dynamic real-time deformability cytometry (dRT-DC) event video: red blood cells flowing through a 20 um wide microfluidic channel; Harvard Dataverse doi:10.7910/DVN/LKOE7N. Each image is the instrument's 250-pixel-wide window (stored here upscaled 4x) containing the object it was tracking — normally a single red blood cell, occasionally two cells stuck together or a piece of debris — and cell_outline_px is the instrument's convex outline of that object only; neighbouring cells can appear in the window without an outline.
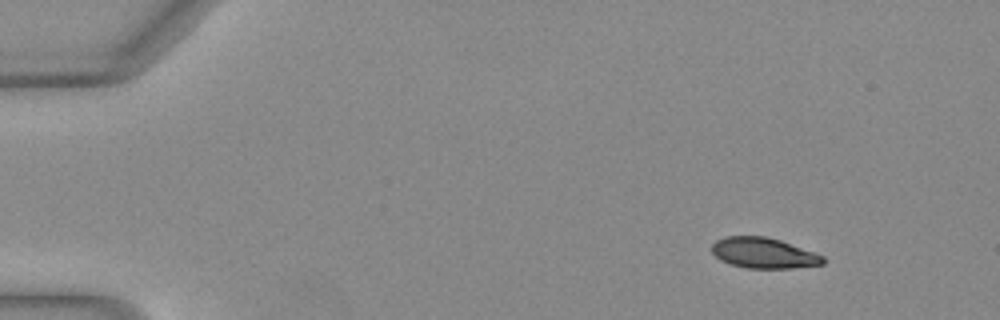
{"species": "Egyptian fruit bat (a non-hibernating species)", "species_latin": "Rousettus aegyptiacus", "temperature_condition": "warm", "stored_images_in_passage": 4, "camera_frame_rate_fps": 3000, "um_per_image_px": 0.085, "animal": {"sex": "female"}, "frame": {"image": 1, "passage_image": 1, "time_ms": 0.0, "image_size_px": [1000, 320], "cell_outline_px": [[824, 264], [792, 268], [748, 268], [732, 264], [720, 260], [712, 252], [712, 244], [716, 240], [724, 236], [768, 236], [780, 240], [824, 256]], "centroid_in_image_um": [64.89, 21.5], "position_along_channel_um": 20.1, "area_um2": 19.71}}